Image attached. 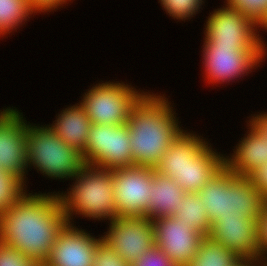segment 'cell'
<instances>
[{
    "instance_id": "6da1fadb",
    "label": "cell",
    "mask_w": 267,
    "mask_h": 266,
    "mask_svg": "<svg viewBox=\"0 0 267 266\" xmlns=\"http://www.w3.org/2000/svg\"><path fill=\"white\" fill-rule=\"evenodd\" d=\"M24 194L0 214V241L44 264L67 223L56 194Z\"/></svg>"
},
{
    "instance_id": "7a4b0ae2",
    "label": "cell",
    "mask_w": 267,
    "mask_h": 266,
    "mask_svg": "<svg viewBox=\"0 0 267 266\" xmlns=\"http://www.w3.org/2000/svg\"><path fill=\"white\" fill-rule=\"evenodd\" d=\"M166 99L164 95L145 92L133 106L127 125L134 165L154 168L168 146L185 131L179 128Z\"/></svg>"
},
{
    "instance_id": "3957f363",
    "label": "cell",
    "mask_w": 267,
    "mask_h": 266,
    "mask_svg": "<svg viewBox=\"0 0 267 266\" xmlns=\"http://www.w3.org/2000/svg\"><path fill=\"white\" fill-rule=\"evenodd\" d=\"M197 194L211 223L243 218L257 222L266 203V198L248 177L236 175L226 165Z\"/></svg>"
},
{
    "instance_id": "277c9868",
    "label": "cell",
    "mask_w": 267,
    "mask_h": 266,
    "mask_svg": "<svg viewBox=\"0 0 267 266\" xmlns=\"http://www.w3.org/2000/svg\"><path fill=\"white\" fill-rule=\"evenodd\" d=\"M68 195L57 194L67 223L73 214L90 219H115L118 215L113 193V170L85 164L77 175ZM101 218V219H100Z\"/></svg>"
},
{
    "instance_id": "5b68a950",
    "label": "cell",
    "mask_w": 267,
    "mask_h": 266,
    "mask_svg": "<svg viewBox=\"0 0 267 266\" xmlns=\"http://www.w3.org/2000/svg\"><path fill=\"white\" fill-rule=\"evenodd\" d=\"M27 169L34 166L50 178H73L85 165L82 154L67 145L50 125L34 126L28 124Z\"/></svg>"
},
{
    "instance_id": "8992f818",
    "label": "cell",
    "mask_w": 267,
    "mask_h": 266,
    "mask_svg": "<svg viewBox=\"0 0 267 266\" xmlns=\"http://www.w3.org/2000/svg\"><path fill=\"white\" fill-rule=\"evenodd\" d=\"M80 101L93 124L119 126L127 124L133 106L145 94L122 83L94 85Z\"/></svg>"
},
{
    "instance_id": "52a82bcc",
    "label": "cell",
    "mask_w": 267,
    "mask_h": 266,
    "mask_svg": "<svg viewBox=\"0 0 267 266\" xmlns=\"http://www.w3.org/2000/svg\"><path fill=\"white\" fill-rule=\"evenodd\" d=\"M81 154L85 164L105 170L133 166L128 125L93 124Z\"/></svg>"
},
{
    "instance_id": "ba28073f",
    "label": "cell",
    "mask_w": 267,
    "mask_h": 266,
    "mask_svg": "<svg viewBox=\"0 0 267 266\" xmlns=\"http://www.w3.org/2000/svg\"><path fill=\"white\" fill-rule=\"evenodd\" d=\"M205 29V39L213 46H238L241 50H261L266 56L264 41L256 34L257 25L227 4L215 9L208 16Z\"/></svg>"
},
{
    "instance_id": "9c48e42d",
    "label": "cell",
    "mask_w": 267,
    "mask_h": 266,
    "mask_svg": "<svg viewBox=\"0 0 267 266\" xmlns=\"http://www.w3.org/2000/svg\"><path fill=\"white\" fill-rule=\"evenodd\" d=\"M153 178V167L133 165L113 170V193L118 216H145Z\"/></svg>"
},
{
    "instance_id": "30bf717a",
    "label": "cell",
    "mask_w": 267,
    "mask_h": 266,
    "mask_svg": "<svg viewBox=\"0 0 267 266\" xmlns=\"http://www.w3.org/2000/svg\"><path fill=\"white\" fill-rule=\"evenodd\" d=\"M102 239L130 265L155 246L152 220L145 216H117L110 221Z\"/></svg>"
},
{
    "instance_id": "8fae6325",
    "label": "cell",
    "mask_w": 267,
    "mask_h": 266,
    "mask_svg": "<svg viewBox=\"0 0 267 266\" xmlns=\"http://www.w3.org/2000/svg\"><path fill=\"white\" fill-rule=\"evenodd\" d=\"M203 65L208 83H224L248 74L260 62L264 55L261 50H241L238 46H213L204 39Z\"/></svg>"
},
{
    "instance_id": "7c38bea8",
    "label": "cell",
    "mask_w": 267,
    "mask_h": 266,
    "mask_svg": "<svg viewBox=\"0 0 267 266\" xmlns=\"http://www.w3.org/2000/svg\"><path fill=\"white\" fill-rule=\"evenodd\" d=\"M17 109L0 111V170L24 184L27 169L28 124Z\"/></svg>"
},
{
    "instance_id": "4fadbf2b",
    "label": "cell",
    "mask_w": 267,
    "mask_h": 266,
    "mask_svg": "<svg viewBox=\"0 0 267 266\" xmlns=\"http://www.w3.org/2000/svg\"><path fill=\"white\" fill-rule=\"evenodd\" d=\"M155 245L176 265L187 266L196 256L205 237L199 231L185 226L174 216L152 219Z\"/></svg>"
},
{
    "instance_id": "5bb4252c",
    "label": "cell",
    "mask_w": 267,
    "mask_h": 266,
    "mask_svg": "<svg viewBox=\"0 0 267 266\" xmlns=\"http://www.w3.org/2000/svg\"><path fill=\"white\" fill-rule=\"evenodd\" d=\"M102 237L94 238L90 233L66 223L53 243L47 266H92L94 252Z\"/></svg>"
},
{
    "instance_id": "9a60e30c",
    "label": "cell",
    "mask_w": 267,
    "mask_h": 266,
    "mask_svg": "<svg viewBox=\"0 0 267 266\" xmlns=\"http://www.w3.org/2000/svg\"><path fill=\"white\" fill-rule=\"evenodd\" d=\"M209 237L240 259H260L258 227L252 218L214 220Z\"/></svg>"
},
{
    "instance_id": "2e32d148",
    "label": "cell",
    "mask_w": 267,
    "mask_h": 266,
    "mask_svg": "<svg viewBox=\"0 0 267 266\" xmlns=\"http://www.w3.org/2000/svg\"><path fill=\"white\" fill-rule=\"evenodd\" d=\"M206 142L177 173L175 182L185 191L198 193L224 165V156Z\"/></svg>"
},
{
    "instance_id": "e0dca14e",
    "label": "cell",
    "mask_w": 267,
    "mask_h": 266,
    "mask_svg": "<svg viewBox=\"0 0 267 266\" xmlns=\"http://www.w3.org/2000/svg\"><path fill=\"white\" fill-rule=\"evenodd\" d=\"M249 134L236 146L230 158H224L225 165L236 175L248 177L267 162V137L249 121Z\"/></svg>"
},
{
    "instance_id": "ac0fdd59",
    "label": "cell",
    "mask_w": 267,
    "mask_h": 266,
    "mask_svg": "<svg viewBox=\"0 0 267 266\" xmlns=\"http://www.w3.org/2000/svg\"><path fill=\"white\" fill-rule=\"evenodd\" d=\"M62 111L50 128L67 145L82 153L87 145L88 135L93 123L80 103Z\"/></svg>"
},
{
    "instance_id": "d6986e66",
    "label": "cell",
    "mask_w": 267,
    "mask_h": 266,
    "mask_svg": "<svg viewBox=\"0 0 267 266\" xmlns=\"http://www.w3.org/2000/svg\"><path fill=\"white\" fill-rule=\"evenodd\" d=\"M151 191L148 210L145 212V217L151 220L173 216L185 194L175 181L169 176L156 172L155 169Z\"/></svg>"
},
{
    "instance_id": "ffe728a7",
    "label": "cell",
    "mask_w": 267,
    "mask_h": 266,
    "mask_svg": "<svg viewBox=\"0 0 267 266\" xmlns=\"http://www.w3.org/2000/svg\"><path fill=\"white\" fill-rule=\"evenodd\" d=\"M200 136L190 132H182L169 146L154 167L155 171L169 176L173 181L177 179V173L188 160L206 143Z\"/></svg>"
},
{
    "instance_id": "44dd1931",
    "label": "cell",
    "mask_w": 267,
    "mask_h": 266,
    "mask_svg": "<svg viewBox=\"0 0 267 266\" xmlns=\"http://www.w3.org/2000/svg\"><path fill=\"white\" fill-rule=\"evenodd\" d=\"M173 216L178 221L184 222L185 226L199 231L204 236H209L212 223L208 218L206 207L197 193L185 192L179 207H177V212Z\"/></svg>"
},
{
    "instance_id": "7402d4cb",
    "label": "cell",
    "mask_w": 267,
    "mask_h": 266,
    "mask_svg": "<svg viewBox=\"0 0 267 266\" xmlns=\"http://www.w3.org/2000/svg\"><path fill=\"white\" fill-rule=\"evenodd\" d=\"M241 259L209 236H205L195 258L187 266H235Z\"/></svg>"
},
{
    "instance_id": "603a6c76",
    "label": "cell",
    "mask_w": 267,
    "mask_h": 266,
    "mask_svg": "<svg viewBox=\"0 0 267 266\" xmlns=\"http://www.w3.org/2000/svg\"><path fill=\"white\" fill-rule=\"evenodd\" d=\"M33 13L27 0H0V36L10 34Z\"/></svg>"
},
{
    "instance_id": "cb8c5ba5",
    "label": "cell",
    "mask_w": 267,
    "mask_h": 266,
    "mask_svg": "<svg viewBox=\"0 0 267 266\" xmlns=\"http://www.w3.org/2000/svg\"><path fill=\"white\" fill-rule=\"evenodd\" d=\"M24 185L17 177L0 170V214L24 194Z\"/></svg>"
},
{
    "instance_id": "d4e9b609",
    "label": "cell",
    "mask_w": 267,
    "mask_h": 266,
    "mask_svg": "<svg viewBox=\"0 0 267 266\" xmlns=\"http://www.w3.org/2000/svg\"><path fill=\"white\" fill-rule=\"evenodd\" d=\"M159 2L173 19L182 21L197 14L204 3L203 0H159Z\"/></svg>"
},
{
    "instance_id": "484cf974",
    "label": "cell",
    "mask_w": 267,
    "mask_h": 266,
    "mask_svg": "<svg viewBox=\"0 0 267 266\" xmlns=\"http://www.w3.org/2000/svg\"><path fill=\"white\" fill-rule=\"evenodd\" d=\"M227 5L237 9L256 25L267 13V0H226Z\"/></svg>"
},
{
    "instance_id": "4316f807",
    "label": "cell",
    "mask_w": 267,
    "mask_h": 266,
    "mask_svg": "<svg viewBox=\"0 0 267 266\" xmlns=\"http://www.w3.org/2000/svg\"><path fill=\"white\" fill-rule=\"evenodd\" d=\"M92 266H130L103 240L98 244Z\"/></svg>"
},
{
    "instance_id": "83f0119b",
    "label": "cell",
    "mask_w": 267,
    "mask_h": 266,
    "mask_svg": "<svg viewBox=\"0 0 267 266\" xmlns=\"http://www.w3.org/2000/svg\"><path fill=\"white\" fill-rule=\"evenodd\" d=\"M35 260L30 259L17 249L0 241V266H37Z\"/></svg>"
},
{
    "instance_id": "f1b7e54d",
    "label": "cell",
    "mask_w": 267,
    "mask_h": 266,
    "mask_svg": "<svg viewBox=\"0 0 267 266\" xmlns=\"http://www.w3.org/2000/svg\"><path fill=\"white\" fill-rule=\"evenodd\" d=\"M130 266H178L158 247L153 246Z\"/></svg>"
},
{
    "instance_id": "f546056e",
    "label": "cell",
    "mask_w": 267,
    "mask_h": 266,
    "mask_svg": "<svg viewBox=\"0 0 267 266\" xmlns=\"http://www.w3.org/2000/svg\"><path fill=\"white\" fill-rule=\"evenodd\" d=\"M258 245L260 247V259H267V199L263 205L261 215L257 221ZM266 255V256H265ZM264 257V258H263Z\"/></svg>"
},
{
    "instance_id": "4dcf8cb0",
    "label": "cell",
    "mask_w": 267,
    "mask_h": 266,
    "mask_svg": "<svg viewBox=\"0 0 267 266\" xmlns=\"http://www.w3.org/2000/svg\"><path fill=\"white\" fill-rule=\"evenodd\" d=\"M248 178L267 199V162L252 172Z\"/></svg>"
},
{
    "instance_id": "1f68e13d",
    "label": "cell",
    "mask_w": 267,
    "mask_h": 266,
    "mask_svg": "<svg viewBox=\"0 0 267 266\" xmlns=\"http://www.w3.org/2000/svg\"><path fill=\"white\" fill-rule=\"evenodd\" d=\"M34 13L51 12L71 0H27ZM51 10V11H50ZM41 11V12H40Z\"/></svg>"
},
{
    "instance_id": "d6a6232c",
    "label": "cell",
    "mask_w": 267,
    "mask_h": 266,
    "mask_svg": "<svg viewBox=\"0 0 267 266\" xmlns=\"http://www.w3.org/2000/svg\"><path fill=\"white\" fill-rule=\"evenodd\" d=\"M250 121L267 137V112L253 115Z\"/></svg>"
},
{
    "instance_id": "836d02e7",
    "label": "cell",
    "mask_w": 267,
    "mask_h": 266,
    "mask_svg": "<svg viewBox=\"0 0 267 266\" xmlns=\"http://www.w3.org/2000/svg\"><path fill=\"white\" fill-rule=\"evenodd\" d=\"M235 266H265V260L263 259H260V260L259 259H241L238 262V264H236Z\"/></svg>"
},
{
    "instance_id": "e575fe53",
    "label": "cell",
    "mask_w": 267,
    "mask_h": 266,
    "mask_svg": "<svg viewBox=\"0 0 267 266\" xmlns=\"http://www.w3.org/2000/svg\"><path fill=\"white\" fill-rule=\"evenodd\" d=\"M261 29L264 28L265 30H267V13L265 14V17L259 22V24L257 25V28Z\"/></svg>"
},
{
    "instance_id": "d590c367",
    "label": "cell",
    "mask_w": 267,
    "mask_h": 266,
    "mask_svg": "<svg viewBox=\"0 0 267 266\" xmlns=\"http://www.w3.org/2000/svg\"><path fill=\"white\" fill-rule=\"evenodd\" d=\"M37 266H47V265H45V264H38Z\"/></svg>"
}]
</instances>
